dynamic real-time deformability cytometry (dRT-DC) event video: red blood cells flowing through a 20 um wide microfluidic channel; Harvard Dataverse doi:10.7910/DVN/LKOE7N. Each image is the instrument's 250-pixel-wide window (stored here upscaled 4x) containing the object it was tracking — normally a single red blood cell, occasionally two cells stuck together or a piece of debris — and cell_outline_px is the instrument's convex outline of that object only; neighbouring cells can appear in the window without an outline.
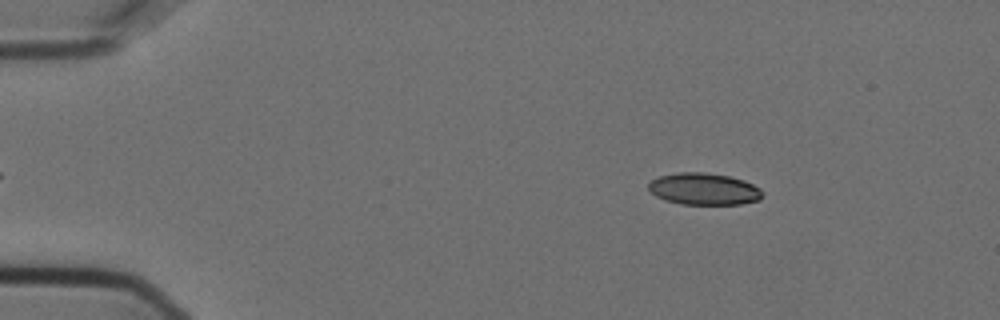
{"species": "Egyptian fruit bat (a non-hibernating species)", "species_latin": "Rousettus aegyptiacus", "temperature_condition": "cold", "stored_images_in_passage": 53, "camera_frame_rate_fps": 3000, "um_per_image_px": 0.085, "animal": {"sex": "female"}, "frame": {"image": 1, "passage_image": 6, "time_ms": 1.667, "image_size_px": [1000, 320], "cell_outline_px": [[764, 192], [760, 200], [740, 204], [680, 204], [664, 200], [656, 196], [648, 188], [648, 184], [652, 180], [660, 176], [680, 172], [704, 172], [728, 176], [744, 180], [760, 188]], "centroid_in_image_um": [59.85, 16.07], "position_along_channel_um": 25.1, "area_um2": 21.15}}
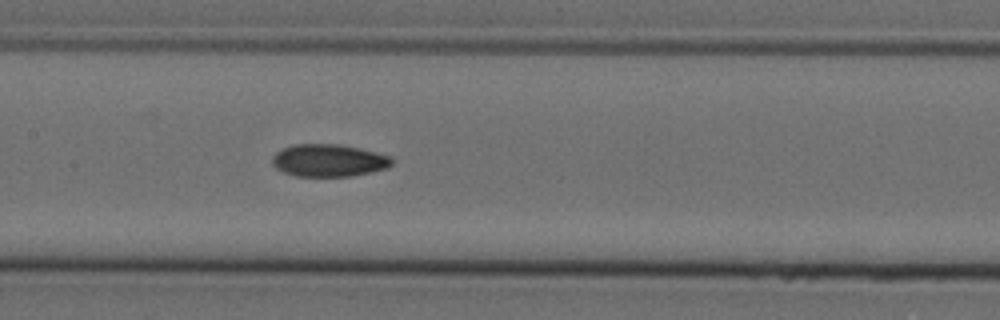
{"frame": {"image": 2, "passage_image": 25, "time_ms": 8.0, "image_size_px": [1000, 320], "cell_outline_px": [[392, 164], [388, 168], [352, 176], [296, 176], [284, 172], [276, 168], [272, 164], [272, 156], [276, 152], [284, 148], [296, 144], [340, 144], [360, 148], [392, 156]], "centroid_in_image_um": [27.96, 13.63], "position_along_channel_um": 179.4, "area_um2": 22.66}}
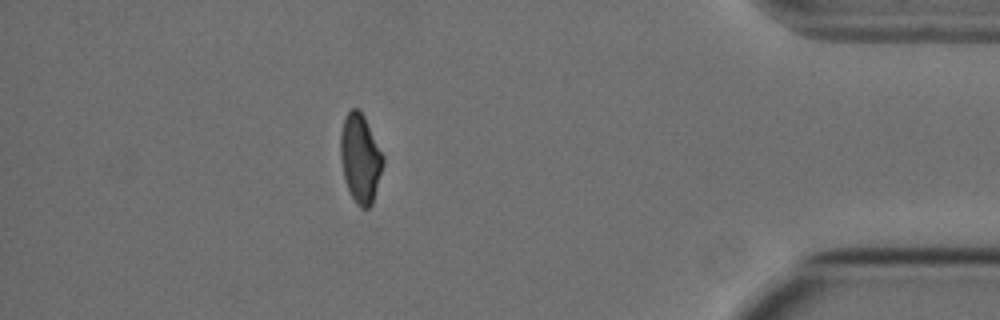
{"frame": {"image": 3, "passage_image": 47, "time_ms": 15.333, "image_size_px": [1000, 320], "cell_outline_px": [[384, 164], [372, 204], [368, 208], [360, 208], [356, 204], [348, 188], [344, 176], [340, 160], [340, 132], [344, 120], [348, 112], [352, 108], [360, 108], [384, 156]], "centroid_in_image_um": [30.63, 13.45], "position_along_channel_um": 404.6, "area_um2": 22.02}, "authors_computed_cell_mechanics": {"area_um2": 22.4264, "velocity_mm_per_s": 3.6325, "shape_relaxation_time_tau1_ms": 9.5885, "shape_relaxation_time_tau2_ms": 4.0853, "deformation_change_tau1": 0.1945, "deformation_change_tau2": 0.0896}}